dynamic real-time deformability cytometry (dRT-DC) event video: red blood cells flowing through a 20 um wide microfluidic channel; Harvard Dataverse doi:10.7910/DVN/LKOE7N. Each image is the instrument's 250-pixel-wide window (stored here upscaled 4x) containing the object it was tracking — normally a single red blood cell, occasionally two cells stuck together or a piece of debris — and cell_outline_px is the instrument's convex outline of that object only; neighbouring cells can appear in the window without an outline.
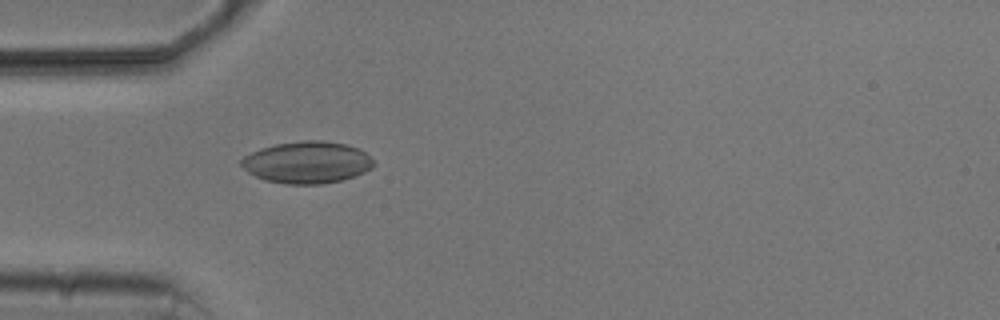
{"species": "common noctule bat (a hibernating species)", "species_latin": "Nyctalus noctula", "temperature_condition": "cold", "stored_images_in_passage": 1, "camera_frame_rate_fps": 3000, "um_per_image_px": 0.085, "animal": {"sex": "male", "body_mass_g": 20.5, "forearm_length_mm": 52.5}, "frame": {"image": 1, "passage_image": 1, "time_ms": 0.0, "image_size_px": [1000, 320], "cell_outline_px": [[376, 164], [372, 168], [364, 172], [344, 180], [320, 184], [288, 184], [264, 180], [248, 172], [240, 164], [240, 160], [244, 156], [260, 148], [276, 144], [300, 140], [320, 140], [348, 144], [360, 148]], "centroid_in_image_um": [26.11, 13.79], "position_along_channel_um": 58.9, "area_um2": 32.48}}